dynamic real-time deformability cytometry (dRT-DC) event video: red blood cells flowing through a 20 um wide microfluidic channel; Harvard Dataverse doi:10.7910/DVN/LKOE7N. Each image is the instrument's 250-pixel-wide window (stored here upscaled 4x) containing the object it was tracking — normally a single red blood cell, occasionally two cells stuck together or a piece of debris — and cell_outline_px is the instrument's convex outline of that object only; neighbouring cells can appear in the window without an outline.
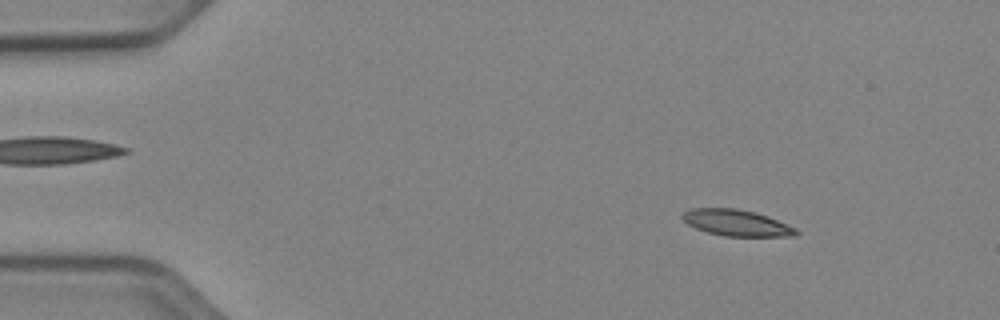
{"species": "Egyptian fruit bat (a non-hibernating species)", "species_latin": "Rousettus aegyptiacus", "temperature_condition": "cold", "stored_images_in_passage": 52, "camera_frame_rate_fps": 3000, "um_per_image_px": 0.085, "animal": {"sex": "female"}, "frame": {"image": 1, "passage_image": 7, "time_ms": 2.0, "image_size_px": [1000, 320], "cell_outline_px": [[800, 232], [796, 236], [724, 236], [708, 232], [696, 228], [688, 224], [680, 216], [688, 208], [736, 208], [768, 216], [796, 228]], "centroid_in_image_um": [62.6, 18.94], "position_along_channel_um": 22.4, "area_um2": 17.34}}
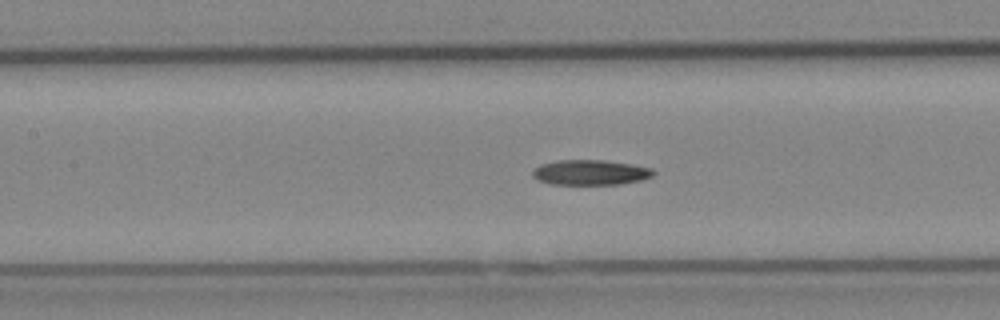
{"frame": {"image": 2, "passage_image": 24, "time_ms": 7.667, "image_size_px": [1000, 320], "cell_outline_px": [[656, 172], [652, 176], [640, 180], [620, 184], [552, 184], [540, 180], [532, 176], [532, 172], [540, 164], [556, 160], [604, 160], [632, 164], [652, 168]], "centroid_in_image_um": [50.2, 14.65], "position_along_channel_um": 157.2, "area_um2": 17.63}}
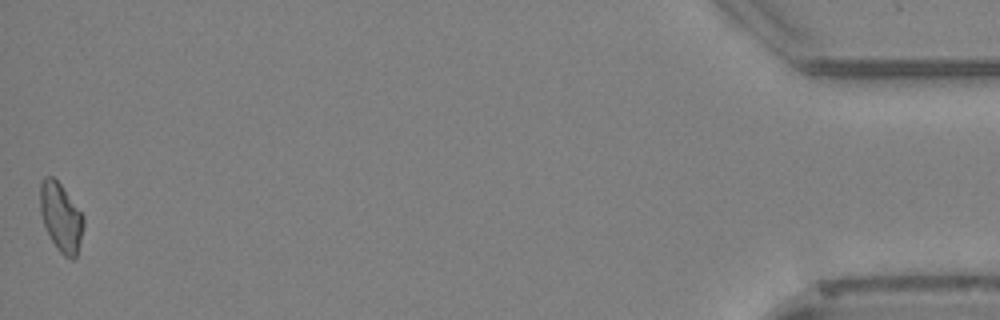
{"frame": {"image": 3, "passage_image": 52, "time_ms": 17.0, "image_size_px": [1000, 320], "cell_outline_px": [[84, 224], [76, 256], [72, 260], [64, 256], [56, 248], [44, 224], [40, 212], [40, 180], [44, 176], [52, 176], [60, 184], [84, 216]], "centroid_in_image_um": [5.17, 18.45], "position_along_channel_um": 430.0, "area_um2": 17.17}}